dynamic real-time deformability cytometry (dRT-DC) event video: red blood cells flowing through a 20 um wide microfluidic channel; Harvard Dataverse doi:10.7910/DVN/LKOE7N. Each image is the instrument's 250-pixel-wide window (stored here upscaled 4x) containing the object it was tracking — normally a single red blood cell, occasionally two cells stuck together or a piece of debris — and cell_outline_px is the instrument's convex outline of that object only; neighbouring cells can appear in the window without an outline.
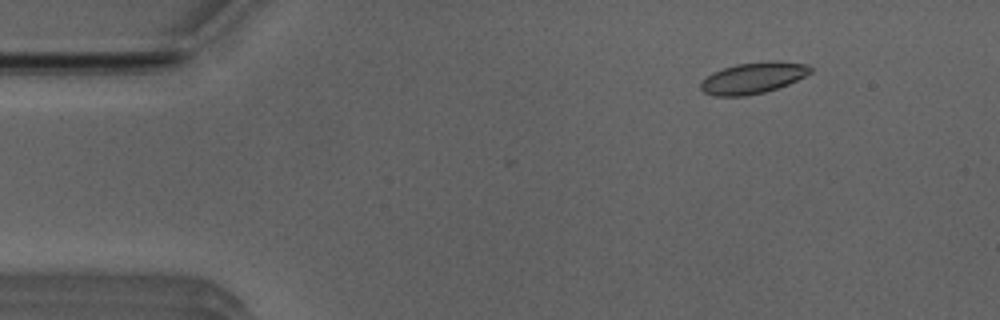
{"species": "Egyptian fruit bat (a non-hibernating species)", "species_latin": "Rousettus aegyptiacus", "temperature_condition": "room temperature", "stored_images_in_passage": 14, "camera_frame_rate_fps": 3000, "um_per_image_px": 0.085, "animal": {"sex": "male"}, "frame": {"image": 1, "passage_image": 7, "time_ms": 2.0, "image_size_px": [1000, 320], "cell_outline_px": [[812, 72], [788, 84], [764, 92], [744, 96], [712, 96], [704, 92], [700, 88], [700, 80], [712, 72], [736, 64], [768, 60], [776, 60], [808, 64], [812, 68]], "centroid_in_image_um": [63.99, 6.61], "position_along_channel_um": 21.0, "area_um2": 20.17}}